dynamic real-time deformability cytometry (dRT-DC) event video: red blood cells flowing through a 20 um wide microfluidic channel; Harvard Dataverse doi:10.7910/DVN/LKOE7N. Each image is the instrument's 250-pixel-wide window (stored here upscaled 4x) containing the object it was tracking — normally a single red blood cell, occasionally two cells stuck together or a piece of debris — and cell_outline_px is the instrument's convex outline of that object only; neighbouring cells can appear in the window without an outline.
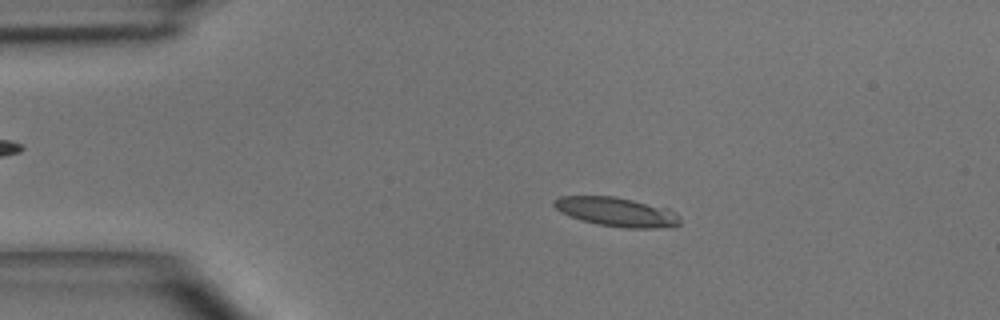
{"species": "common noctule bat (a hibernating species)", "species_latin": "Nyctalus noctula", "temperature_condition": "room temperature", "stored_images_in_passage": 6, "camera_frame_rate_fps": 3000, "um_per_image_px": 0.085, "animal": {"sex": "male", "body_mass_g": 15.6}, "frame": {"image": 1, "passage_image": 3, "time_ms": 2.0, "image_size_px": [1000, 320], "cell_outline_px": [[680, 224], [672, 228], [624, 228], [600, 224], [580, 220], [568, 216], [560, 212], [552, 204], [552, 200], [560, 196], [612, 196], [632, 200], [668, 208], [676, 212], [680, 216]], "centroid_in_image_um": [52.43, 18.02], "position_along_channel_um": 32.6, "area_um2": 21.62}}